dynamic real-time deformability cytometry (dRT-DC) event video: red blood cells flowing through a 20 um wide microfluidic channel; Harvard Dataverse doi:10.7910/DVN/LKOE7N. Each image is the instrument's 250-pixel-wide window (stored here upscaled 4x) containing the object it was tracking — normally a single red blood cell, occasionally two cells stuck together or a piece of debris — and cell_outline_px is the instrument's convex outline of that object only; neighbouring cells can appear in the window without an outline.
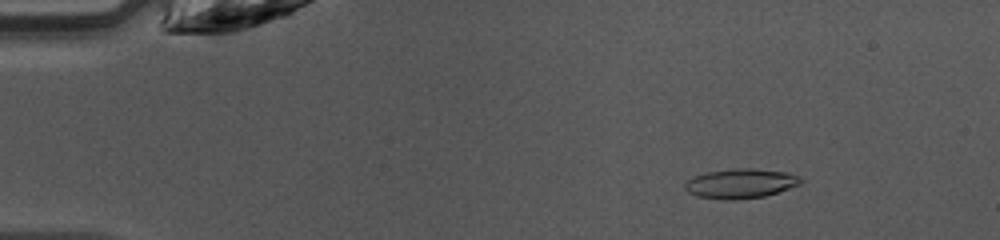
{"species": "common noctule bat (a hibernating species)", "species_latin": "Nyctalus noctula", "temperature_condition": "warm", "stored_images_in_passage": 47, "camera_frame_rate_fps": 3000, "um_per_image_px": 0.085, "animal": {"sex": "female", "body_mass_g": 10.0, "forearm_length_mm": 53.1}, "frame": {"image": 1, "passage_image": 7, "time_ms": 2.0, "image_size_px": [1000, 240], "cell_outline_px": [[804, 180], [800, 184], [764, 196], [732, 200], [724, 200], [696, 196], [688, 192], [684, 188], [684, 184], [688, 180], [696, 176], [708, 172], [736, 168], [752, 168], [788, 172], [800, 176]], "centroid_in_image_um": [62.96, 15.59], "position_along_channel_um": 22.0, "area_um2": 19.88}}
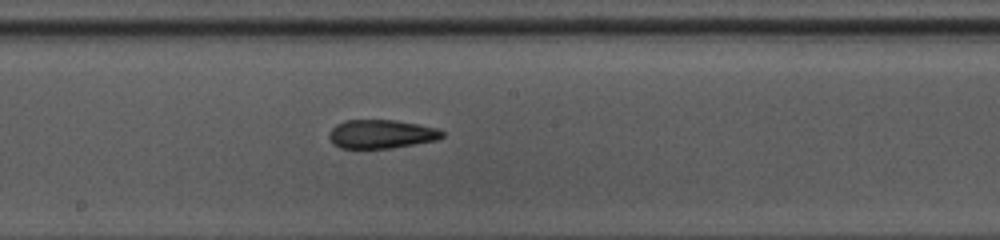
{"frame": {"image": 2, "passage_image": 26, "time_ms": 8.333, "image_size_px": [1000, 240], "cell_outline_px": [[444, 136], [436, 140], [392, 148], [340, 148], [332, 144], [328, 136], [332, 128], [336, 124], [344, 120], [396, 120], [436, 128], [444, 132]], "centroid_in_image_um": [32.37, 11.39], "position_along_channel_um": 215.8, "area_um2": 18.9}}
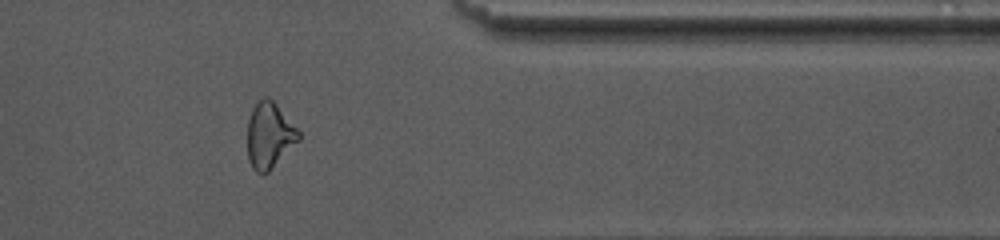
{"frame": {"image": 3, "passage_image": 39, "time_ms": 12.667, "image_size_px": [1000, 240], "cell_outline_px": [[300, 140], [264, 176], [256, 172], [252, 168], [248, 160], [248, 120], [252, 108], [264, 96], [268, 96], [276, 104], [300, 132]], "centroid_in_image_um": [22.89, 11.54], "position_along_channel_um": 388.5, "area_um2": 19.65}, "authors_computed_cell_mechanics": {"area_um2": 19.363, "velocity_mm_per_s": 4.259, "shape_relaxation_time_tau1_ms": 5.3245, "shape_relaxation_time_tau2_ms": 1.7755, "deformation_change_tau1": 0.1654, "deformation_change_tau2": 0.1046}}